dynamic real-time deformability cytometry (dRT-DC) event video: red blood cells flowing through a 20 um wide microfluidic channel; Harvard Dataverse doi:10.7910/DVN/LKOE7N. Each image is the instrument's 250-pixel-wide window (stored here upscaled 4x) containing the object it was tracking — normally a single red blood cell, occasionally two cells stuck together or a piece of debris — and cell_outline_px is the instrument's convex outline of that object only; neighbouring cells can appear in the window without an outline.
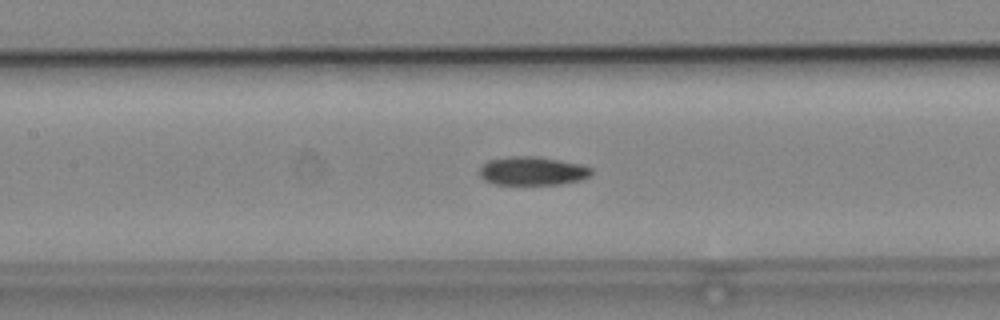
{"species": "common noctule bat (a hibernating species)", "species_latin": "Nyctalus noctula", "temperature_condition": "cold", "stored_images_in_passage": 48, "camera_frame_rate_fps": 3000, "um_per_image_px": 0.085, "animal": {"sex": "male", "body_mass_g": 19.2, "forearm_length_mm": 51.8}, "frame": {"image": 1, "passage_image": 19, "time_ms": 6.0, "image_size_px": [1000, 320], "cell_outline_px": [[592, 176], [580, 180], [560, 184], [496, 184], [484, 180], [480, 176], [480, 168], [488, 160], [508, 156], [540, 156], [580, 164], [592, 168]], "centroid_in_image_um": [45.28, 14.52], "position_along_channel_um": 162.1, "area_um2": 18.73}}
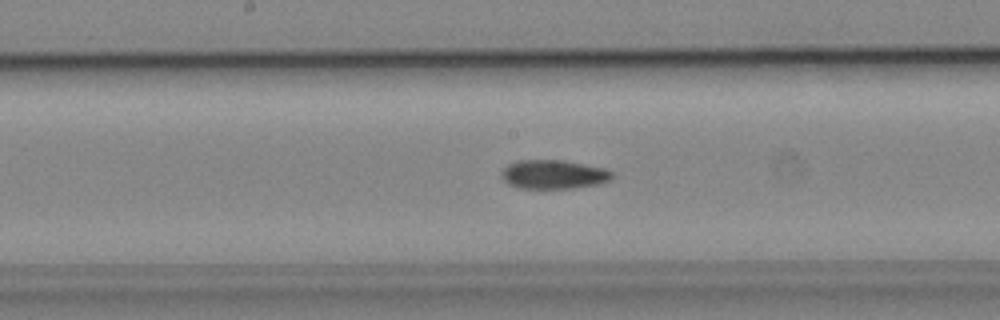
{"frame": {"image": 2, "passage_image": 22, "time_ms": 7.0, "image_size_px": [1000, 320], "cell_outline_px": [[612, 176], [608, 180], [596, 184], [572, 188], [520, 188], [508, 184], [500, 176], [500, 172], [508, 164], [516, 160], [564, 160], [604, 168], [612, 172]], "centroid_in_image_um": [46.99, 14.81], "position_along_channel_um": 201.2, "area_um2": 18.55}}
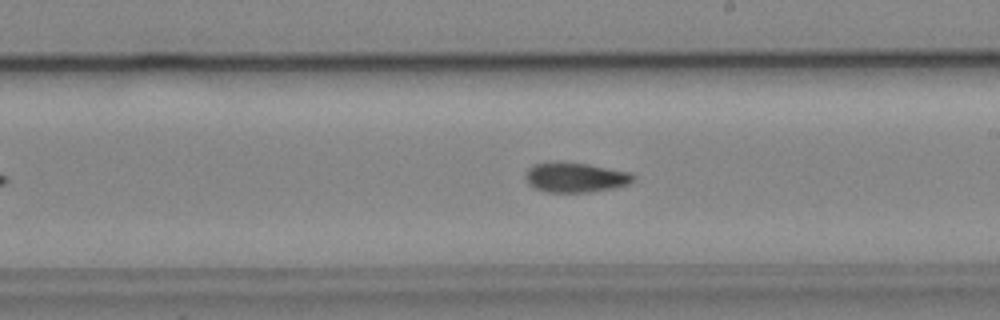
{"frame": {"image": 3, "passage_image": 25, "time_ms": 8.0, "image_size_px": [1000, 320], "cell_outline_px": [[636, 176], [628, 184], [612, 188], [588, 192], [544, 192], [528, 184], [524, 176], [528, 168], [536, 164], [560, 160], [588, 164], [632, 172]], "centroid_in_image_um": [48.89, 15.06], "position_along_channel_um": 240.1, "area_um2": 18.96}, "authors_computed_cell_mechanics": {"area_um2": 18.5249, "velocity_mm_per_s": 3.9016, "shape_relaxation_time_tau1_ms": null, "shape_relaxation_time_tau2_ms": 8.1079, "deformation_change_tau1": null, "deformation_change_tau2": 0.1312}}